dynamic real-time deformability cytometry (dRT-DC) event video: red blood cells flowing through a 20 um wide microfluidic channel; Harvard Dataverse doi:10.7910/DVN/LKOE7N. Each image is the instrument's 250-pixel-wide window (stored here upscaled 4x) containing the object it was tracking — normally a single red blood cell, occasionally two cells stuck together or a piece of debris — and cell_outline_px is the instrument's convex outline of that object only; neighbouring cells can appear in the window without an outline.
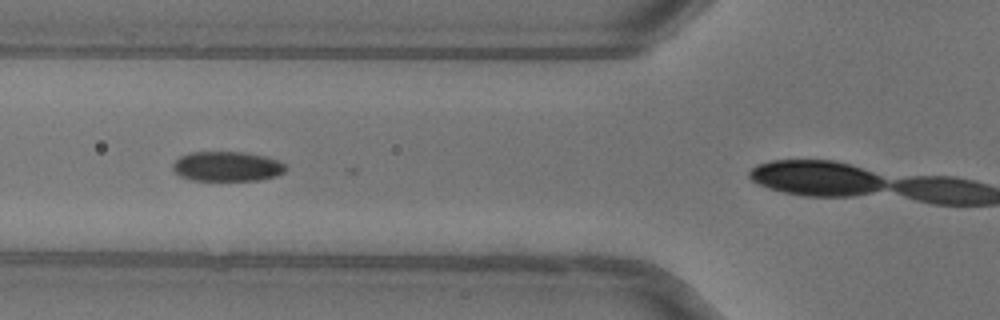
{"species": "common noctule bat (a hibernating species)", "species_latin": "Nyctalus noctula", "temperature_condition": "warm", "stored_images_in_passage": 12, "camera_frame_rate_fps": 3000, "um_per_image_px": 0.085, "animal": {"sex": "female"}, "frame": {"image": 1, "passage_image": 9, "time_ms": 2.667, "image_size_px": [1000, 320], "cell_outline_px": [[288, 168], [284, 172], [276, 176], [260, 180], [192, 180], [180, 176], [172, 168], [172, 164], [180, 156], [188, 152], [244, 152], [264, 156], [276, 160], [284, 164]], "centroid_in_image_um": [19.29, 14.14], "position_along_channel_um": 106.5, "area_um2": 19.59}}